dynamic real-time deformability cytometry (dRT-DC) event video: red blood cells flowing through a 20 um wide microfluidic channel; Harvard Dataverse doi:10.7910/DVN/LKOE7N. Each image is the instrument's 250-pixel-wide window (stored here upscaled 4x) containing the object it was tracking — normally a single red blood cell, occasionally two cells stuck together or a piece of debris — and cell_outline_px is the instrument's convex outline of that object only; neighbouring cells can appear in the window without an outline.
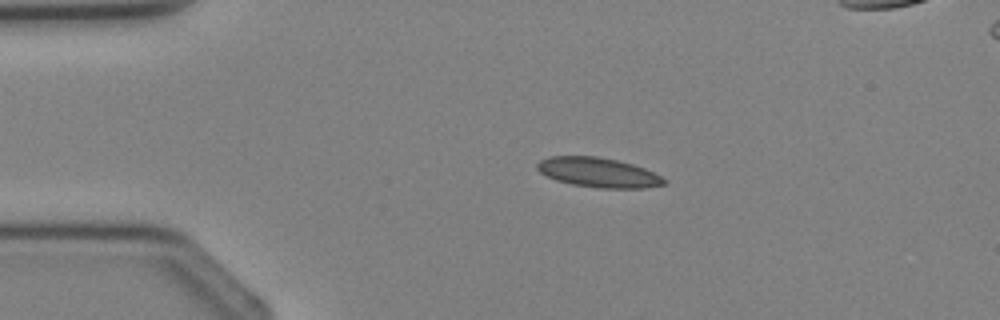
{"species": "Egyptian fruit bat (a non-hibernating species)", "species_latin": "Rousettus aegyptiacus", "temperature_condition": "cold", "stored_images_in_passage": 3, "camera_frame_rate_fps": 3000, "um_per_image_px": 0.085, "animal": {"sex": "female"}, "frame": {"image": 1, "passage_image": 1, "time_ms": 0.0, "image_size_px": [1000, 320], "cell_outline_px": [[668, 180], [664, 184], [644, 188], [600, 188], [572, 184], [556, 180], [540, 172], [536, 168], [536, 164], [540, 160], [548, 156], [596, 156], [616, 160], [632, 164], [644, 168]], "centroid_in_image_um": [50.83, 14.65], "position_along_channel_um": 34.2, "area_um2": 21.79}}